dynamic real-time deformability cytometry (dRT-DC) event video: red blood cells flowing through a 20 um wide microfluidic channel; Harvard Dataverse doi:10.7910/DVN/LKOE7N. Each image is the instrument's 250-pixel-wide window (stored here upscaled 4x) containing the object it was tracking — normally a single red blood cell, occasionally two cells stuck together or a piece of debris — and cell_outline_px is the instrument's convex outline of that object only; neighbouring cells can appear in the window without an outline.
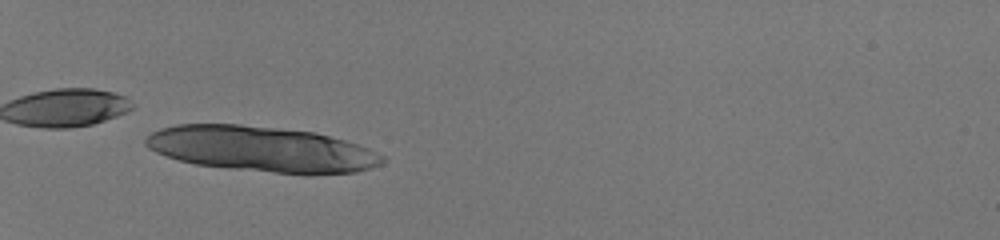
{"species": "human", "species_latin": "Homo sapiens", "temperature_condition": "room temperature", "stored_images_in_passage": 51, "camera_frame_rate_fps": 3000, "um_per_image_px": 0.085, "donor": {"sex": "male"}, "frame": {"image": 1, "passage_image": 19, "time_ms": 6.0, "image_size_px": [1000, 240], "cell_outline_px": [[384, 160], [380, 164], [372, 168], [356, 172], [312, 176], [228, 168], [196, 164], [180, 160], [156, 152], [148, 148], [144, 144], [144, 140], [152, 132], [160, 128], [176, 124], [240, 124], [316, 132], [344, 140], [368, 148], [384, 156]], "centroid_in_image_um": [22.27, 12.68], "position_along_channel_um": 62.7, "area_um2": 63.06}}
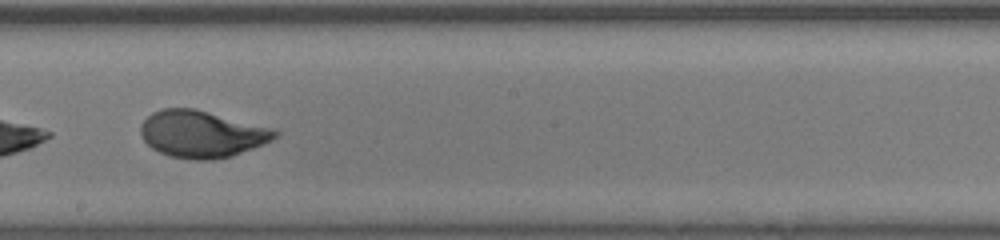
{"frame": {"image": 2, "passage_image": 34, "time_ms": 11.0, "image_size_px": [1000, 240], "cell_outline_px": [[280, 132], [272, 140], [264, 144], [232, 156], [212, 160], [192, 160], [168, 156], [152, 148], [144, 140], [140, 132], [140, 124], [152, 112], [160, 108], [196, 108], [276, 128]], "centroid_in_image_um": [17.18, 11.38], "position_along_channel_um": 231.0, "area_um2": 37.28}}
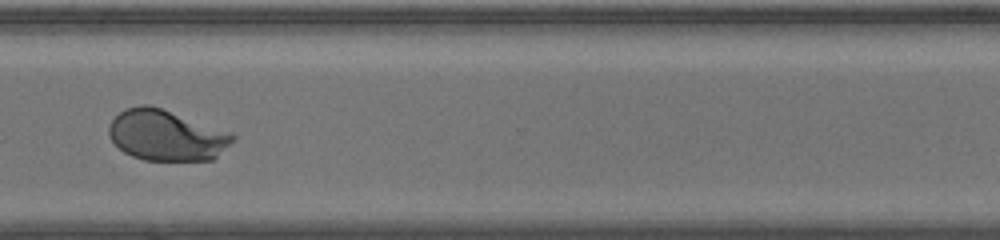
{"frame": {"image": 3, "passage_image": 43, "time_ms": 14.0, "image_size_px": [1000, 240], "cell_outline_px": [[236, 140], [212, 160], [144, 160], [132, 156], [124, 152], [108, 136], [108, 128], [112, 120], [120, 112], [128, 108], [140, 104], [148, 104], [160, 108], [236, 136]], "centroid_in_image_um": [14.09, 11.52], "position_along_channel_um": 356.5, "area_um2": 35.84}, "authors_computed_cell_mechanics": {"area_um2": 38.3792, "velocity_mm_per_s": 4.1733, "shape_relaxation_time_tau1_ms": 2.9035, "shape_relaxation_time_tau2_ms": null, "deformation_change_tau1": 0.179, "deformation_change_tau2": null}}